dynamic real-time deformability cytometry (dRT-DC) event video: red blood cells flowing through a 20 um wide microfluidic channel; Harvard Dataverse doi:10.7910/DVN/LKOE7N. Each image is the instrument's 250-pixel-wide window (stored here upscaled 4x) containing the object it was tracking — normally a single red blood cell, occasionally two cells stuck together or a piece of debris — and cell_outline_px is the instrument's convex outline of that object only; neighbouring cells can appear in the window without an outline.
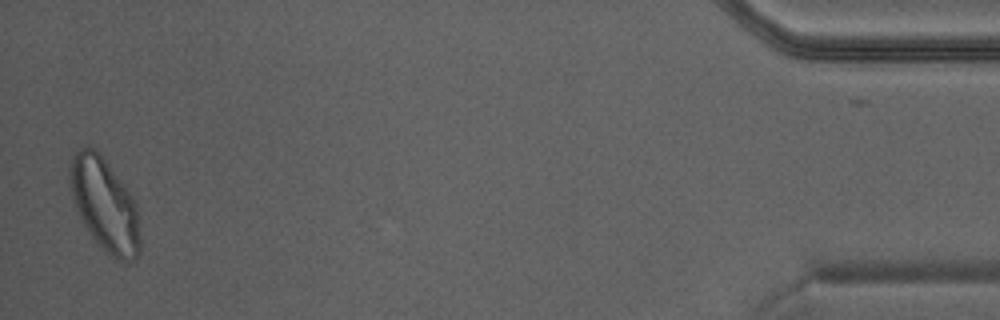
{"species": "Egyptian fruit bat (a non-hibernating species)", "species_latin": "Rousettus aegyptiacus", "temperature_condition": "warm", "stored_images_in_passage": 42, "camera_frame_rate_fps": 3000, "um_per_image_px": 0.085, "animal": {"sex": "male"}, "frame": {"image": 1, "passage_image": 42, "time_ms": 13.667, "image_size_px": [1000, 320], "cell_outline_px": [[140, 252], [128, 264], [124, 264], [116, 260], [92, 236], [80, 220], [72, 196], [68, 176], [68, 168], [72, 156], [80, 148], [92, 148], [104, 160], [124, 184], [132, 196], [136, 204], [140, 240]], "centroid_in_image_um": [8.89, 17.44], "position_along_channel_um": 426.3, "area_um2": 37.63}}